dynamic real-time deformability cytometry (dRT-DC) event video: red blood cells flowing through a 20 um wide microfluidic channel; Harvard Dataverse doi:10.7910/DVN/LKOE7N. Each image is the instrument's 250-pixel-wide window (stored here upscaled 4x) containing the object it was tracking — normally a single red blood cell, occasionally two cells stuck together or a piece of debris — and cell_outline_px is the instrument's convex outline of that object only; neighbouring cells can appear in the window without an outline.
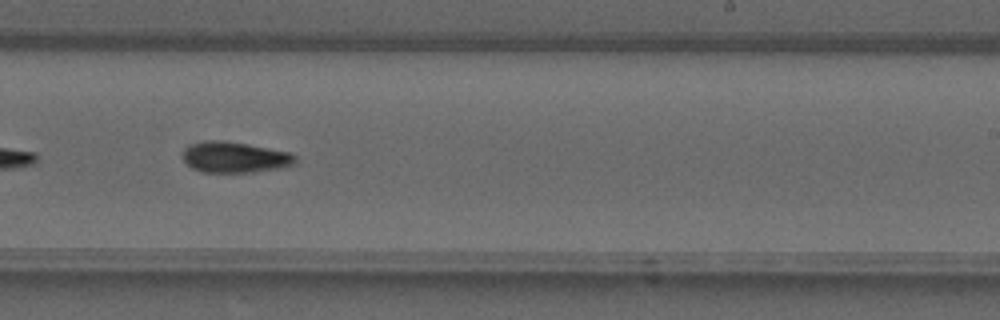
{"species": "common noctule bat (a hibernating species)", "species_latin": "Nyctalus noctula", "temperature_condition": "warm", "stored_images_in_passage": 35, "camera_frame_rate_fps": 3000, "um_per_image_px": 0.085, "animal": {"sex": "male", "forearm_length_mm": 52.5}, "frame": {"image": 1, "passage_image": 20, "time_ms": 6.333, "image_size_px": [1000, 320], "cell_outline_px": [[296, 164], [280, 168], [256, 172], [200, 172], [192, 168], [184, 160], [184, 148], [188, 144], [204, 140], [220, 140], [248, 144], [292, 152], [296, 156]], "centroid_in_image_um": [19.98, 13.36], "position_along_channel_um": 269.0, "area_um2": 20.52}}
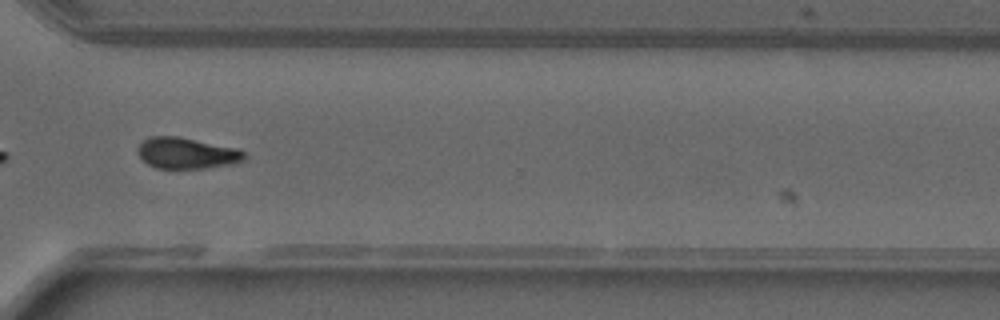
{"frame": {"image": 2, "passage_image": 25, "time_ms": 8.0, "image_size_px": [1000, 320], "cell_outline_px": [[244, 160], [232, 164], [204, 168], [156, 168], [148, 164], [140, 156], [136, 148], [144, 140], [152, 136], [176, 136], [240, 148], [244, 152]], "centroid_in_image_um": [15.88, 13.01], "position_along_channel_um": 354.7, "area_um2": 19.25}}
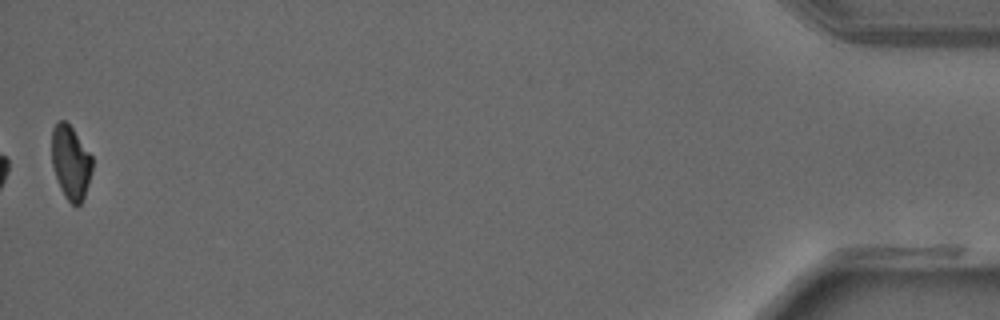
{"frame": {"image": 3, "passage_image": 35, "time_ms": 11.333, "image_size_px": [1000, 320], "cell_outline_px": [[92, 172], [84, 196], [80, 204], [76, 208], [64, 196], [60, 188], [52, 164], [52, 128], [56, 120], [64, 120], [72, 128], [92, 156]], "centroid_in_image_um": [6.0, 13.8], "position_along_channel_um": 429.2, "area_um2": 17.4}}